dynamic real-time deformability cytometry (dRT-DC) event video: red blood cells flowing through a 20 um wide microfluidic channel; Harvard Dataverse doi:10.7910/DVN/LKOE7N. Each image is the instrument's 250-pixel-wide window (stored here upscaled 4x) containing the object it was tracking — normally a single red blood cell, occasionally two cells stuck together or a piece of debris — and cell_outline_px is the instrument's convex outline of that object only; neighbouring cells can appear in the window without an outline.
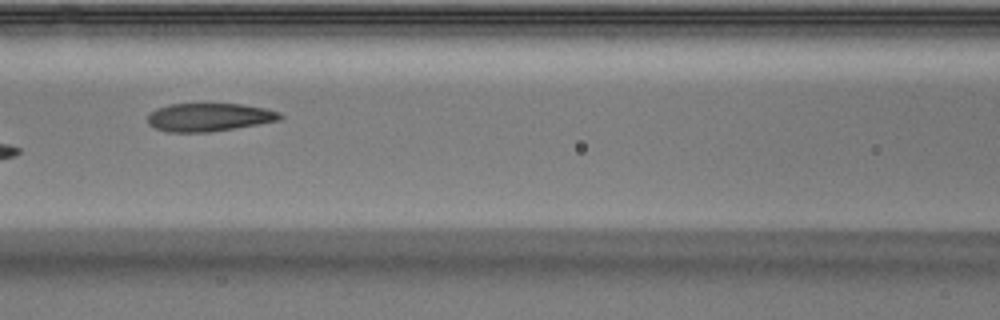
{"species": "Egyptian fruit bat (a non-hibernating species)", "species_latin": "Rousettus aegyptiacus", "temperature_condition": "warm", "stored_images_in_passage": 8, "camera_frame_rate_fps": 3000, "um_per_image_px": 0.085, "animal": {"sex": "male"}, "frame": {"image": 1, "passage_image": 6, "time_ms": 1.667, "image_size_px": [1000, 320], "cell_outline_px": [[284, 116], [280, 120], [208, 132], [168, 132], [156, 128], [148, 124], [148, 116], [156, 108], [168, 104], [240, 104], [264, 108], [280, 112]], "centroid_in_image_um": [17.76, 9.96], "position_along_channel_um": 148.8, "area_um2": 21.5}}
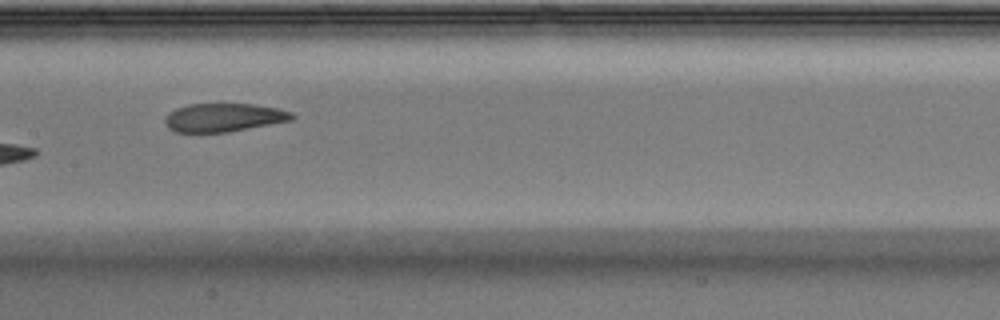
{"frame": {"image": 2, "passage_image": 7, "time_ms": 2.0, "image_size_px": [1000, 320], "cell_outline_px": [[296, 116], [292, 120], [228, 132], [176, 132], [168, 128], [164, 124], [164, 120], [168, 112], [176, 108], [188, 104], [252, 104], [276, 108], [292, 112]], "centroid_in_image_um": [18.99, 9.99], "position_along_channel_um": 188.4, "area_um2": 21.04}}
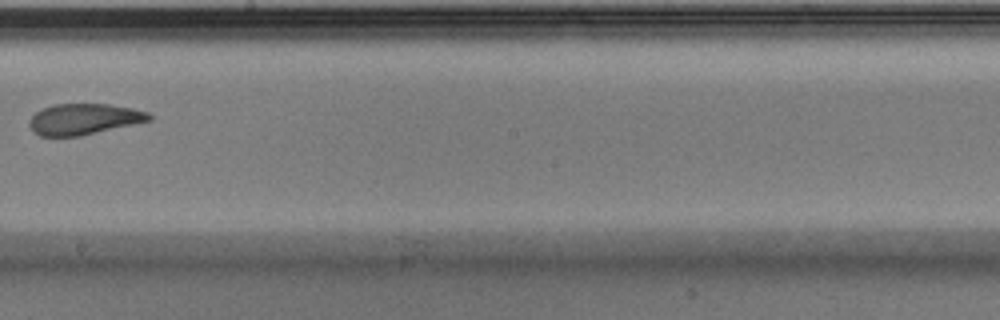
{"frame": {"image": 3, "passage_image": 8, "time_ms": 2.333, "image_size_px": [1000, 320], "cell_outline_px": [[152, 120], [80, 136], [40, 136], [32, 132], [28, 124], [28, 120], [36, 112], [44, 108], [56, 104], [108, 104], [132, 108], [148, 112], [152, 116]], "centroid_in_image_um": [7.11, 10.13], "position_along_channel_um": 241.1, "area_um2": 21.62}}